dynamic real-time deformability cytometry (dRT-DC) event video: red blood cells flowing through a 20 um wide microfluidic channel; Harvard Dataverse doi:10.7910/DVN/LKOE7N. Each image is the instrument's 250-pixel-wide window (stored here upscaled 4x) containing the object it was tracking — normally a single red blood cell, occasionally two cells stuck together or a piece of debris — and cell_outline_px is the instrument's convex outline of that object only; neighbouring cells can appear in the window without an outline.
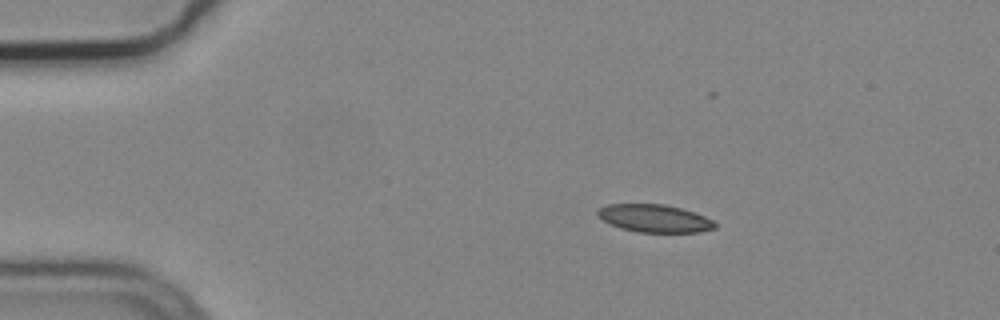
{"species": "common noctule bat (a hibernating species)", "species_latin": "Nyctalus noctula", "temperature_condition": "cold", "stored_images_in_passage": 5, "camera_frame_rate_fps": 3000, "um_per_image_px": 0.085, "animal": {"sex": "male", "body_mass_g": 19.2, "forearm_length_mm": 51.8}, "frame": {"image": 1, "passage_image": 2, "time_ms": 0.333, "image_size_px": [1000, 320], "cell_outline_px": [[716, 228], [700, 232], [640, 232], [620, 228], [604, 220], [596, 212], [600, 208], [608, 204], [664, 204], [680, 208], [704, 216], [712, 220], [716, 224]], "centroid_in_image_um": [55.65, 18.56], "position_along_channel_um": 29.3, "area_um2": 18.67}}
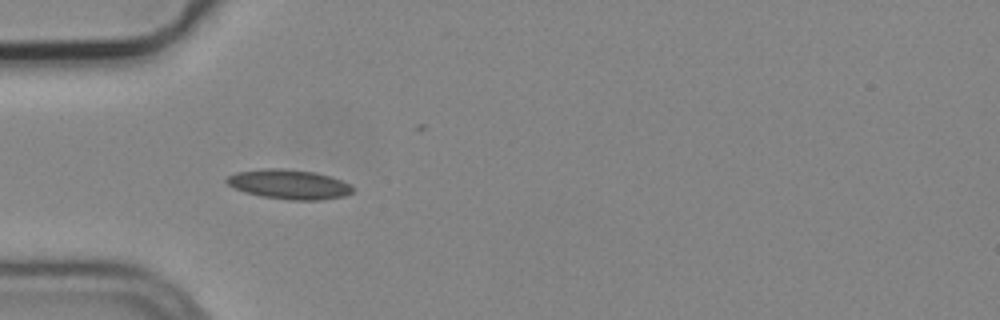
{"frame": {"image": 2, "passage_image": 4, "time_ms": 1.0, "image_size_px": [1000, 320], "cell_outline_px": [[352, 192], [344, 196], [320, 200], [288, 200], [260, 196], [244, 192], [232, 188], [224, 180], [228, 176], [236, 172], [264, 168], [284, 168], [312, 172], [328, 176], [340, 180], [348, 184], [352, 188]], "centroid_in_image_um": [24.49, 15.67], "position_along_channel_um": 60.5, "area_um2": 21.68}}
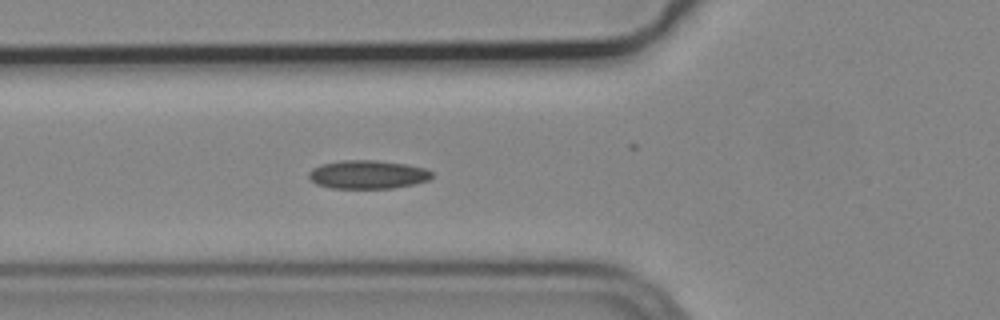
{"frame": {"image": 3, "passage_image": 5, "time_ms": 1.333, "image_size_px": [1000, 320], "cell_outline_px": [[432, 176], [428, 180], [412, 184], [392, 188], [332, 188], [316, 184], [308, 176], [308, 172], [312, 168], [320, 164], [340, 160], [376, 160], [408, 164], [424, 168], [432, 172]], "centroid_in_image_um": [31.22, 14.82], "position_along_channel_um": 94.6, "area_um2": 20.46}}